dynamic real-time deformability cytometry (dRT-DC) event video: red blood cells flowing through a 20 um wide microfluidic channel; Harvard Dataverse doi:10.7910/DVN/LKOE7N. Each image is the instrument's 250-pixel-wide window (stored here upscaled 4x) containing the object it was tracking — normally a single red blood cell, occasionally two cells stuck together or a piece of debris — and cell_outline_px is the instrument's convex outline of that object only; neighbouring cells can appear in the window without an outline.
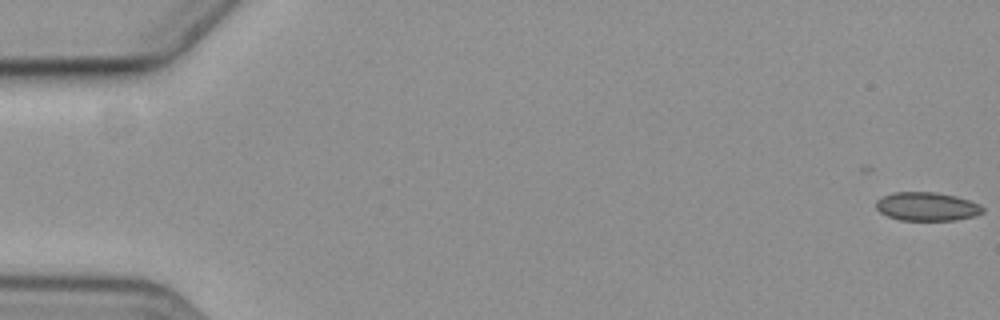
{"species": "common noctule bat (a hibernating species)", "species_latin": "Nyctalus noctula", "temperature_condition": "cold", "stored_images_in_passage": 7, "camera_frame_rate_fps": 3000, "um_per_image_px": 0.085, "animal": {"sex": "female", "body_mass_g": 19.3, "forearm_length_mm": 54.1}, "frame": {"image": 1, "passage_image": 1, "time_ms": 0.0, "image_size_px": [1000, 320], "cell_outline_px": [[984, 212], [972, 216], [956, 220], [900, 220], [888, 216], [880, 212], [876, 208], [876, 200], [884, 196], [896, 192], [936, 192], [956, 196], [980, 204], [984, 208]], "centroid_in_image_um": [78.79, 17.55], "position_along_channel_um": 6.2, "area_um2": 17.69}}
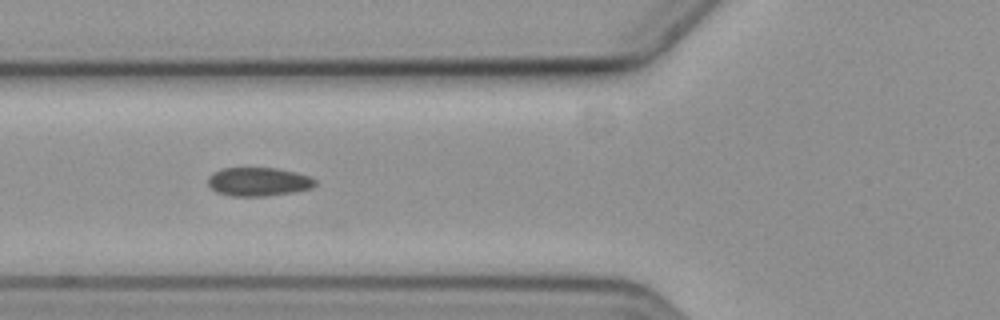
{"frame": {"image": 2, "passage_image": 6, "time_ms": 7.333, "image_size_px": [1000, 320], "cell_outline_px": [[316, 184], [312, 188], [292, 192], [264, 196], [232, 196], [216, 192], [208, 184], [208, 176], [224, 168], [276, 168], [296, 172], [308, 176], [316, 180]], "centroid_in_image_um": [21.97, 15.45], "position_along_channel_um": 103.8, "area_um2": 17.74}}